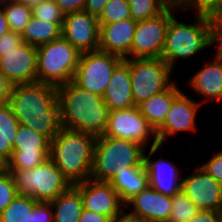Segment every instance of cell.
Returning a JSON list of instances; mask_svg holds the SVG:
<instances>
[{
    "label": "cell",
    "mask_w": 222,
    "mask_h": 222,
    "mask_svg": "<svg viewBox=\"0 0 222 222\" xmlns=\"http://www.w3.org/2000/svg\"><path fill=\"white\" fill-rule=\"evenodd\" d=\"M8 104L19 124L45 136L50 142L62 129L57 88L42 82L12 86Z\"/></svg>",
    "instance_id": "6da1fadb"
},
{
    "label": "cell",
    "mask_w": 222,
    "mask_h": 222,
    "mask_svg": "<svg viewBox=\"0 0 222 222\" xmlns=\"http://www.w3.org/2000/svg\"><path fill=\"white\" fill-rule=\"evenodd\" d=\"M62 127L94 137L103 136L109 109L103 98L80 88L74 81L57 87Z\"/></svg>",
    "instance_id": "7a4b0ae2"
},
{
    "label": "cell",
    "mask_w": 222,
    "mask_h": 222,
    "mask_svg": "<svg viewBox=\"0 0 222 222\" xmlns=\"http://www.w3.org/2000/svg\"><path fill=\"white\" fill-rule=\"evenodd\" d=\"M180 11L169 20L161 56L172 70L176 69L178 61H190L212 47L213 21L209 14L192 13L195 14L193 21L185 23L178 19Z\"/></svg>",
    "instance_id": "3957f363"
},
{
    "label": "cell",
    "mask_w": 222,
    "mask_h": 222,
    "mask_svg": "<svg viewBox=\"0 0 222 222\" xmlns=\"http://www.w3.org/2000/svg\"><path fill=\"white\" fill-rule=\"evenodd\" d=\"M96 137L62 128L50 142L49 158L71 185L91 177Z\"/></svg>",
    "instance_id": "277c9868"
},
{
    "label": "cell",
    "mask_w": 222,
    "mask_h": 222,
    "mask_svg": "<svg viewBox=\"0 0 222 222\" xmlns=\"http://www.w3.org/2000/svg\"><path fill=\"white\" fill-rule=\"evenodd\" d=\"M144 150L127 139L97 137L90 179L109 182L122 169L138 166L144 160Z\"/></svg>",
    "instance_id": "5b68a950"
},
{
    "label": "cell",
    "mask_w": 222,
    "mask_h": 222,
    "mask_svg": "<svg viewBox=\"0 0 222 222\" xmlns=\"http://www.w3.org/2000/svg\"><path fill=\"white\" fill-rule=\"evenodd\" d=\"M81 53L62 35L37 48V82L59 87L73 81Z\"/></svg>",
    "instance_id": "8992f818"
},
{
    "label": "cell",
    "mask_w": 222,
    "mask_h": 222,
    "mask_svg": "<svg viewBox=\"0 0 222 222\" xmlns=\"http://www.w3.org/2000/svg\"><path fill=\"white\" fill-rule=\"evenodd\" d=\"M7 171L18 194L31 196L36 201L50 202L72 186L50 158L33 169Z\"/></svg>",
    "instance_id": "52a82bcc"
},
{
    "label": "cell",
    "mask_w": 222,
    "mask_h": 222,
    "mask_svg": "<svg viewBox=\"0 0 222 222\" xmlns=\"http://www.w3.org/2000/svg\"><path fill=\"white\" fill-rule=\"evenodd\" d=\"M129 66L134 104L166 90L175 80L174 72L162 58L123 59Z\"/></svg>",
    "instance_id": "ba28073f"
},
{
    "label": "cell",
    "mask_w": 222,
    "mask_h": 222,
    "mask_svg": "<svg viewBox=\"0 0 222 222\" xmlns=\"http://www.w3.org/2000/svg\"><path fill=\"white\" fill-rule=\"evenodd\" d=\"M179 10L174 0L161 14L137 22L130 58H161L169 20Z\"/></svg>",
    "instance_id": "9c48e42d"
},
{
    "label": "cell",
    "mask_w": 222,
    "mask_h": 222,
    "mask_svg": "<svg viewBox=\"0 0 222 222\" xmlns=\"http://www.w3.org/2000/svg\"><path fill=\"white\" fill-rule=\"evenodd\" d=\"M122 60L101 50L81 53L73 81L80 88L102 97L114 69Z\"/></svg>",
    "instance_id": "30bf717a"
},
{
    "label": "cell",
    "mask_w": 222,
    "mask_h": 222,
    "mask_svg": "<svg viewBox=\"0 0 222 222\" xmlns=\"http://www.w3.org/2000/svg\"><path fill=\"white\" fill-rule=\"evenodd\" d=\"M103 136L127 139L138 143L145 150L150 143V148L159 145L156 131L142 116L137 106L109 111L108 124Z\"/></svg>",
    "instance_id": "8fae6325"
},
{
    "label": "cell",
    "mask_w": 222,
    "mask_h": 222,
    "mask_svg": "<svg viewBox=\"0 0 222 222\" xmlns=\"http://www.w3.org/2000/svg\"><path fill=\"white\" fill-rule=\"evenodd\" d=\"M202 105L184 91H182L171 104V107L166 114L162 126L156 131V137L159 145H163L169 136L176 134L192 132L197 130V116Z\"/></svg>",
    "instance_id": "7c38bea8"
},
{
    "label": "cell",
    "mask_w": 222,
    "mask_h": 222,
    "mask_svg": "<svg viewBox=\"0 0 222 222\" xmlns=\"http://www.w3.org/2000/svg\"><path fill=\"white\" fill-rule=\"evenodd\" d=\"M181 189L200 211H222V184L199 164L194 168V172L185 177L183 175Z\"/></svg>",
    "instance_id": "4fadbf2b"
},
{
    "label": "cell",
    "mask_w": 222,
    "mask_h": 222,
    "mask_svg": "<svg viewBox=\"0 0 222 222\" xmlns=\"http://www.w3.org/2000/svg\"><path fill=\"white\" fill-rule=\"evenodd\" d=\"M0 72L12 86L37 82V48L27 43L0 52Z\"/></svg>",
    "instance_id": "5bb4252c"
},
{
    "label": "cell",
    "mask_w": 222,
    "mask_h": 222,
    "mask_svg": "<svg viewBox=\"0 0 222 222\" xmlns=\"http://www.w3.org/2000/svg\"><path fill=\"white\" fill-rule=\"evenodd\" d=\"M61 35L80 53L99 50L98 18L85 11L64 15Z\"/></svg>",
    "instance_id": "9a60e30c"
},
{
    "label": "cell",
    "mask_w": 222,
    "mask_h": 222,
    "mask_svg": "<svg viewBox=\"0 0 222 222\" xmlns=\"http://www.w3.org/2000/svg\"><path fill=\"white\" fill-rule=\"evenodd\" d=\"M161 145L144 150V164L148 172L149 186L159 191L160 193L172 197L175 193L181 190L182 179L180 177L182 170L177 167V163L169 159L162 158L164 154L160 151L161 157L159 159L153 158L154 155L159 154ZM158 152V153H157Z\"/></svg>",
    "instance_id": "2e32d148"
},
{
    "label": "cell",
    "mask_w": 222,
    "mask_h": 222,
    "mask_svg": "<svg viewBox=\"0 0 222 222\" xmlns=\"http://www.w3.org/2000/svg\"><path fill=\"white\" fill-rule=\"evenodd\" d=\"M73 186L80 192L83 208L86 210L112 219L125 208L109 182L89 179Z\"/></svg>",
    "instance_id": "e0dca14e"
},
{
    "label": "cell",
    "mask_w": 222,
    "mask_h": 222,
    "mask_svg": "<svg viewBox=\"0 0 222 222\" xmlns=\"http://www.w3.org/2000/svg\"><path fill=\"white\" fill-rule=\"evenodd\" d=\"M172 197L148 186L131 198L125 209L146 222H167L171 211Z\"/></svg>",
    "instance_id": "ac0fdd59"
},
{
    "label": "cell",
    "mask_w": 222,
    "mask_h": 222,
    "mask_svg": "<svg viewBox=\"0 0 222 222\" xmlns=\"http://www.w3.org/2000/svg\"><path fill=\"white\" fill-rule=\"evenodd\" d=\"M209 60L187 81L193 92L202 98L198 101L202 106L210 101L222 103V60L215 54Z\"/></svg>",
    "instance_id": "d6986e66"
},
{
    "label": "cell",
    "mask_w": 222,
    "mask_h": 222,
    "mask_svg": "<svg viewBox=\"0 0 222 222\" xmlns=\"http://www.w3.org/2000/svg\"><path fill=\"white\" fill-rule=\"evenodd\" d=\"M136 23L129 18L110 24H100L99 50L117 55L122 59H130Z\"/></svg>",
    "instance_id": "ffe728a7"
},
{
    "label": "cell",
    "mask_w": 222,
    "mask_h": 222,
    "mask_svg": "<svg viewBox=\"0 0 222 222\" xmlns=\"http://www.w3.org/2000/svg\"><path fill=\"white\" fill-rule=\"evenodd\" d=\"M102 98L109 111L129 109L136 106L133 101L129 66L124 60L114 69Z\"/></svg>",
    "instance_id": "44dd1931"
},
{
    "label": "cell",
    "mask_w": 222,
    "mask_h": 222,
    "mask_svg": "<svg viewBox=\"0 0 222 222\" xmlns=\"http://www.w3.org/2000/svg\"><path fill=\"white\" fill-rule=\"evenodd\" d=\"M109 183L125 205L131 198L149 186L148 172L144 160L138 166L122 169Z\"/></svg>",
    "instance_id": "7402d4cb"
},
{
    "label": "cell",
    "mask_w": 222,
    "mask_h": 222,
    "mask_svg": "<svg viewBox=\"0 0 222 222\" xmlns=\"http://www.w3.org/2000/svg\"><path fill=\"white\" fill-rule=\"evenodd\" d=\"M178 86L174 81L166 90L137 105L142 116L155 131L162 126L173 100L182 92Z\"/></svg>",
    "instance_id": "603a6c76"
},
{
    "label": "cell",
    "mask_w": 222,
    "mask_h": 222,
    "mask_svg": "<svg viewBox=\"0 0 222 222\" xmlns=\"http://www.w3.org/2000/svg\"><path fill=\"white\" fill-rule=\"evenodd\" d=\"M50 203L53 222H78L84 210L80 192L73 185Z\"/></svg>",
    "instance_id": "cb8c5ba5"
},
{
    "label": "cell",
    "mask_w": 222,
    "mask_h": 222,
    "mask_svg": "<svg viewBox=\"0 0 222 222\" xmlns=\"http://www.w3.org/2000/svg\"><path fill=\"white\" fill-rule=\"evenodd\" d=\"M62 26L63 23H48L32 16L20 35L24 43L38 48L58 39Z\"/></svg>",
    "instance_id": "d4e9b609"
},
{
    "label": "cell",
    "mask_w": 222,
    "mask_h": 222,
    "mask_svg": "<svg viewBox=\"0 0 222 222\" xmlns=\"http://www.w3.org/2000/svg\"><path fill=\"white\" fill-rule=\"evenodd\" d=\"M19 122L11 106L7 103L0 106V155L8 161L13 152L15 136Z\"/></svg>",
    "instance_id": "484cf974"
},
{
    "label": "cell",
    "mask_w": 222,
    "mask_h": 222,
    "mask_svg": "<svg viewBox=\"0 0 222 222\" xmlns=\"http://www.w3.org/2000/svg\"><path fill=\"white\" fill-rule=\"evenodd\" d=\"M50 141L35 130L19 124L13 151L29 153H49Z\"/></svg>",
    "instance_id": "4316f807"
},
{
    "label": "cell",
    "mask_w": 222,
    "mask_h": 222,
    "mask_svg": "<svg viewBox=\"0 0 222 222\" xmlns=\"http://www.w3.org/2000/svg\"><path fill=\"white\" fill-rule=\"evenodd\" d=\"M36 201L31 196L17 195L0 214V222H31Z\"/></svg>",
    "instance_id": "83f0119b"
},
{
    "label": "cell",
    "mask_w": 222,
    "mask_h": 222,
    "mask_svg": "<svg viewBox=\"0 0 222 222\" xmlns=\"http://www.w3.org/2000/svg\"><path fill=\"white\" fill-rule=\"evenodd\" d=\"M174 0H128L131 19L139 22L161 14Z\"/></svg>",
    "instance_id": "f1b7e54d"
},
{
    "label": "cell",
    "mask_w": 222,
    "mask_h": 222,
    "mask_svg": "<svg viewBox=\"0 0 222 222\" xmlns=\"http://www.w3.org/2000/svg\"><path fill=\"white\" fill-rule=\"evenodd\" d=\"M3 10L10 31L20 34L33 16L32 7L26 6L24 3L8 2L3 4Z\"/></svg>",
    "instance_id": "f546056e"
},
{
    "label": "cell",
    "mask_w": 222,
    "mask_h": 222,
    "mask_svg": "<svg viewBox=\"0 0 222 222\" xmlns=\"http://www.w3.org/2000/svg\"><path fill=\"white\" fill-rule=\"evenodd\" d=\"M199 211L181 189L172 196L171 211L167 222H189Z\"/></svg>",
    "instance_id": "4dcf8cb0"
},
{
    "label": "cell",
    "mask_w": 222,
    "mask_h": 222,
    "mask_svg": "<svg viewBox=\"0 0 222 222\" xmlns=\"http://www.w3.org/2000/svg\"><path fill=\"white\" fill-rule=\"evenodd\" d=\"M49 159V153H29L13 151L7 161V170L33 169Z\"/></svg>",
    "instance_id": "1f68e13d"
},
{
    "label": "cell",
    "mask_w": 222,
    "mask_h": 222,
    "mask_svg": "<svg viewBox=\"0 0 222 222\" xmlns=\"http://www.w3.org/2000/svg\"><path fill=\"white\" fill-rule=\"evenodd\" d=\"M128 0H109L100 16L99 24H110L113 22L131 18Z\"/></svg>",
    "instance_id": "d6a6232c"
},
{
    "label": "cell",
    "mask_w": 222,
    "mask_h": 222,
    "mask_svg": "<svg viewBox=\"0 0 222 222\" xmlns=\"http://www.w3.org/2000/svg\"><path fill=\"white\" fill-rule=\"evenodd\" d=\"M34 17L48 23H63L64 14L61 12L55 0H42L32 7Z\"/></svg>",
    "instance_id": "836d02e7"
},
{
    "label": "cell",
    "mask_w": 222,
    "mask_h": 222,
    "mask_svg": "<svg viewBox=\"0 0 222 222\" xmlns=\"http://www.w3.org/2000/svg\"><path fill=\"white\" fill-rule=\"evenodd\" d=\"M17 195L18 191L10 172L0 173V214Z\"/></svg>",
    "instance_id": "e575fe53"
},
{
    "label": "cell",
    "mask_w": 222,
    "mask_h": 222,
    "mask_svg": "<svg viewBox=\"0 0 222 222\" xmlns=\"http://www.w3.org/2000/svg\"><path fill=\"white\" fill-rule=\"evenodd\" d=\"M181 11L210 14L221 0H175Z\"/></svg>",
    "instance_id": "d590c367"
},
{
    "label": "cell",
    "mask_w": 222,
    "mask_h": 222,
    "mask_svg": "<svg viewBox=\"0 0 222 222\" xmlns=\"http://www.w3.org/2000/svg\"><path fill=\"white\" fill-rule=\"evenodd\" d=\"M209 159L202 161L200 166L211 175L216 181L222 184V150H218L212 154Z\"/></svg>",
    "instance_id": "8d00e7d4"
},
{
    "label": "cell",
    "mask_w": 222,
    "mask_h": 222,
    "mask_svg": "<svg viewBox=\"0 0 222 222\" xmlns=\"http://www.w3.org/2000/svg\"><path fill=\"white\" fill-rule=\"evenodd\" d=\"M30 215L31 222H53V210L51 203L38 201Z\"/></svg>",
    "instance_id": "74e56055"
},
{
    "label": "cell",
    "mask_w": 222,
    "mask_h": 222,
    "mask_svg": "<svg viewBox=\"0 0 222 222\" xmlns=\"http://www.w3.org/2000/svg\"><path fill=\"white\" fill-rule=\"evenodd\" d=\"M22 43L20 33L9 31L0 37V52H9Z\"/></svg>",
    "instance_id": "f35d334b"
},
{
    "label": "cell",
    "mask_w": 222,
    "mask_h": 222,
    "mask_svg": "<svg viewBox=\"0 0 222 222\" xmlns=\"http://www.w3.org/2000/svg\"><path fill=\"white\" fill-rule=\"evenodd\" d=\"M61 12L66 15L69 13L83 11L86 0H55Z\"/></svg>",
    "instance_id": "ab89813d"
},
{
    "label": "cell",
    "mask_w": 222,
    "mask_h": 222,
    "mask_svg": "<svg viewBox=\"0 0 222 222\" xmlns=\"http://www.w3.org/2000/svg\"><path fill=\"white\" fill-rule=\"evenodd\" d=\"M189 222H222V211H199Z\"/></svg>",
    "instance_id": "60d3db41"
},
{
    "label": "cell",
    "mask_w": 222,
    "mask_h": 222,
    "mask_svg": "<svg viewBox=\"0 0 222 222\" xmlns=\"http://www.w3.org/2000/svg\"><path fill=\"white\" fill-rule=\"evenodd\" d=\"M212 46L217 48L215 55L222 60V23H213Z\"/></svg>",
    "instance_id": "b9f144b4"
},
{
    "label": "cell",
    "mask_w": 222,
    "mask_h": 222,
    "mask_svg": "<svg viewBox=\"0 0 222 222\" xmlns=\"http://www.w3.org/2000/svg\"><path fill=\"white\" fill-rule=\"evenodd\" d=\"M108 1L109 0H86L83 11L98 18Z\"/></svg>",
    "instance_id": "7bdbcfd3"
},
{
    "label": "cell",
    "mask_w": 222,
    "mask_h": 222,
    "mask_svg": "<svg viewBox=\"0 0 222 222\" xmlns=\"http://www.w3.org/2000/svg\"><path fill=\"white\" fill-rule=\"evenodd\" d=\"M12 85L7 78L0 72V106L7 104L11 94Z\"/></svg>",
    "instance_id": "ee69618b"
},
{
    "label": "cell",
    "mask_w": 222,
    "mask_h": 222,
    "mask_svg": "<svg viewBox=\"0 0 222 222\" xmlns=\"http://www.w3.org/2000/svg\"><path fill=\"white\" fill-rule=\"evenodd\" d=\"M111 218L99 213L84 209L78 222H110Z\"/></svg>",
    "instance_id": "f6af8a7d"
},
{
    "label": "cell",
    "mask_w": 222,
    "mask_h": 222,
    "mask_svg": "<svg viewBox=\"0 0 222 222\" xmlns=\"http://www.w3.org/2000/svg\"><path fill=\"white\" fill-rule=\"evenodd\" d=\"M110 222H146L144 219L132 215L125 208L116 216H114Z\"/></svg>",
    "instance_id": "bcb514c9"
},
{
    "label": "cell",
    "mask_w": 222,
    "mask_h": 222,
    "mask_svg": "<svg viewBox=\"0 0 222 222\" xmlns=\"http://www.w3.org/2000/svg\"><path fill=\"white\" fill-rule=\"evenodd\" d=\"M9 31L10 29H9V25L5 17L3 5L0 4V37Z\"/></svg>",
    "instance_id": "7dc6e473"
},
{
    "label": "cell",
    "mask_w": 222,
    "mask_h": 222,
    "mask_svg": "<svg viewBox=\"0 0 222 222\" xmlns=\"http://www.w3.org/2000/svg\"><path fill=\"white\" fill-rule=\"evenodd\" d=\"M209 16L213 23H222V0Z\"/></svg>",
    "instance_id": "c3c4849f"
},
{
    "label": "cell",
    "mask_w": 222,
    "mask_h": 222,
    "mask_svg": "<svg viewBox=\"0 0 222 222\" xmlns=\"http://www.w3.org/2000/svg\"><path fill=\"white\" fill-rule=\"evenodd\" d=\"M42 0H9V2L24 3L26 6L33 7Z\"/></svg>",
    "instance_id": "681fc988"
},
{
    "label": "cell",
    "mask_w": 222,
    "mask_h": 222,
    "mask_svg": "<svg viewBox=\"0 0 222 222\" xmlns=\"http://www.w3.org/2000/svg\"><path fill=\"white\" fill-rule=\"evenodd\" d=\"M7 171V161L0 155V173Z\"/></svg>",
    "instance_id": "f907efd6"
},
{
    "label": "cell",
    "mask_w": 222,
    "mask_h": 222,
    "mask_svg": "<svg viewBox=\"0 0 222 222\" xmlns=\"http://www.w3.org/2000/svg\"><path fill=\"white\" fill-rule=\"evenodd\" d=\"M8 2H9V0H0V4H1V5L6 4V3H8Z\"/></svg>",
    "instance_id": "816d5d0a"
}]
</instances>
